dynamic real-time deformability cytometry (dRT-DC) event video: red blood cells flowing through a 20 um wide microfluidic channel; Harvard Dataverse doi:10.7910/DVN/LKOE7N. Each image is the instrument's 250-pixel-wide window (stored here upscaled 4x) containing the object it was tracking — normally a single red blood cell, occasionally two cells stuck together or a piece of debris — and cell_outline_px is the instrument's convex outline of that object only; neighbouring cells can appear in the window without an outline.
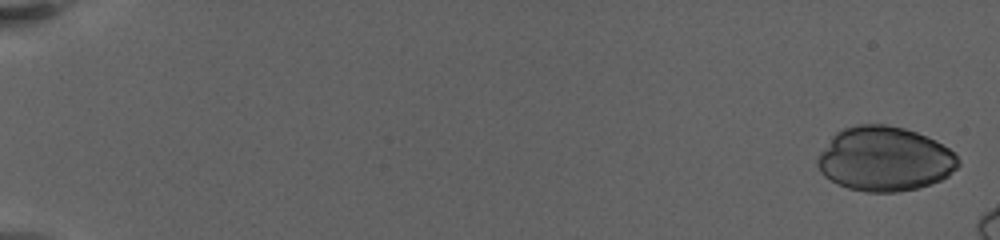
{"species": "human", "species_latin": "Homo sapiens", "temperature_condition": "warm", "stored_images_in_passage": 9, "camera_frame_rate_fps": 3000, "um_per_image_px": 0.085, "donor": {"sex": "female"}, "frame": {"image": 1, "passage_image": 1, "time_ms": 0.0, "image_size_px": [1000, 240], "cell_outline_px": [[960, 164], [948, 176], [932, 184], [916, 188], [896, 192], [864, 192], [848, 188], [824, 176], [820, 172], [816, 164], [816, 160], [820, 152], [832, 136], [836, 132], [844, 128], [856, 124], [884, 124], [904, 128], [916, 132], [936, 140], [956, 152], [960, 160]], "centroid_in_image_um": [75.21, 13.5], "position_along_channel_um": 9.8, "area_um2": 53.18}}